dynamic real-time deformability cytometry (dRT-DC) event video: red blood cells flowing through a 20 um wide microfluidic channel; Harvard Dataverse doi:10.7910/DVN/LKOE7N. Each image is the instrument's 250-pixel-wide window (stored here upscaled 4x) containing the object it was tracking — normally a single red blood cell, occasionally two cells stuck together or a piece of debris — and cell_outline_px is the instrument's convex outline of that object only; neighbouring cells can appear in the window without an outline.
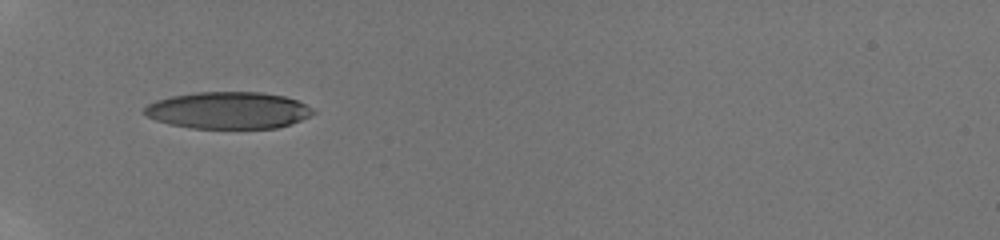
{"species": "human", "species_latin": "Homo sapiens", "temperature_condition": "room temperature", "stored_images_in_passage": 29, "camera_frame_rate_fps": 3000, "um_per_image_px": 0.085, "donor": {"sex": "male"}, "frame": {"image": 1, "passage_image": 1, "time_ms": 0.0, "image_size_px": [1000, 240], "cell_outline_px": [[316, 112], [300, 120], [276, 128], [192, 128], [168, 124], [156, 120], [148, 116], [144, 112], [144, 108], [148, 104], [156, 100], [172, 96], [196, 92], [260, 92], [284, 96], [296, 100], [312, 108]], "centroid_in_image_um": [19.38, 9.37], "position_along_channel_um": 65.6, "area_um2": 36.01}}
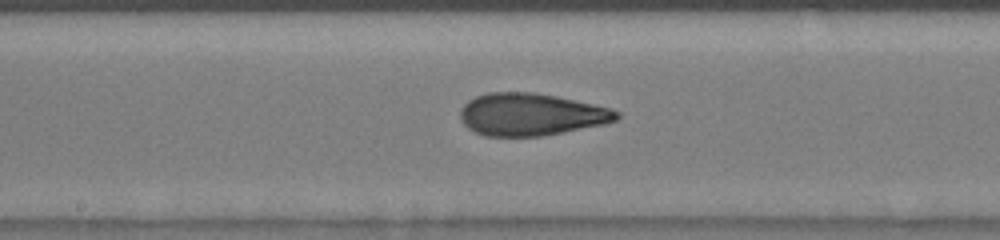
{"frame": {"image": 2, "passage_image": 12, "time_ms": 3.667, "image_size_px": [1000, 240], "cell_outline_px": [[620, 116], [616, 120], [604, 124], [540, 136], [484, 136], [468, 128], [460, 120], [460, 108], [468, 100], [476, 96], [488, 92], [532, 92], [556, 96], [612, 108], [620, 112]], "centroid_in_image_um": [45.12, 9.72], "position_along_channel_um": 203.1, "area_um2": 38.55}}
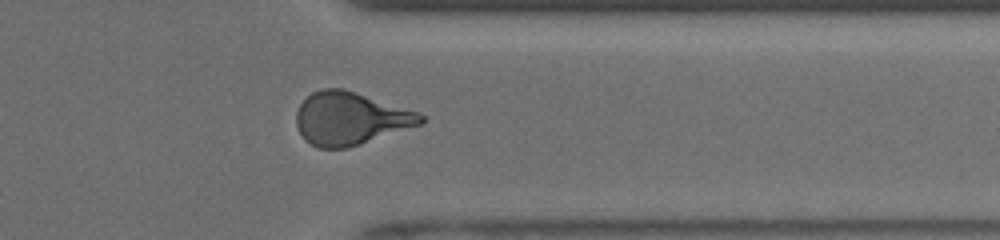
{"frame": {"image": 3, "passage_image": 23, "time_ms": 8.0, "image_size_px": [1000, 240], "cell_outline_px": [[424, 124], [348, 148], [316, 148], [304, 140], [296, 124], [296, 112], [300, 104], [312, 92], [320, 88], [344, 88], [416, 112], [424, 116]], "centroid_in_image_um": [29.75, 10.08], "position_along_channel_um": 381.6, "area_um2": 38.32}, "authors_computed_cell_mechanics": {"area_um2": 37.9168, "velocity_mm_per_s": 4.146, "shape_relaxation_time_tau1_ms": 4.4445, "shape_relaxation_time_tau2_ms": 1.3936, "deformation_change_tau1": 0.2004, "deformation_change_tau2": 0.0826}}